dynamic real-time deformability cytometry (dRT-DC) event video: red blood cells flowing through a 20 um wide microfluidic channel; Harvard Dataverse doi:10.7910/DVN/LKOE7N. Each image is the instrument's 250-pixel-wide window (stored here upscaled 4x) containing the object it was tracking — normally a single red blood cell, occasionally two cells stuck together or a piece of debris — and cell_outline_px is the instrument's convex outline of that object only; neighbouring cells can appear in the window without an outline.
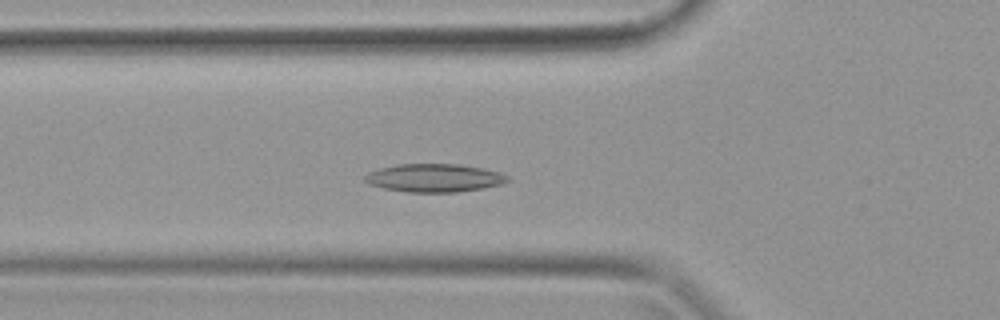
{"species": "common noctule bat (a hibernating species)", "species_latin": "Nyctalus noctula", "temperature_condition": "warm", "stored_images_in_passage": 31, "camera_frame_rate_fps": 3000, "um_per_image_px": 0.085, "animal": {"sex": "female", "body_mass_g": 19.9}, "frame": {"image": 1, "passage_image": 7, "time_ms": 2.0, "image_size_px": [1000, 320], "cell_outline_px": [[508, 180], [504, 184], [484, 188], [456, 192], [408, 192], [384, 188], [368, 184], [364, 180], [364, 176], [368, 172], [380, 168], [396, 164], [456, 164], [484, 168], [500, 172], [508, 176]], "centroid_in_image_um": [36.92, 15.12], "position_along_channel_um": 88.9, "area_um2": 23.52}}
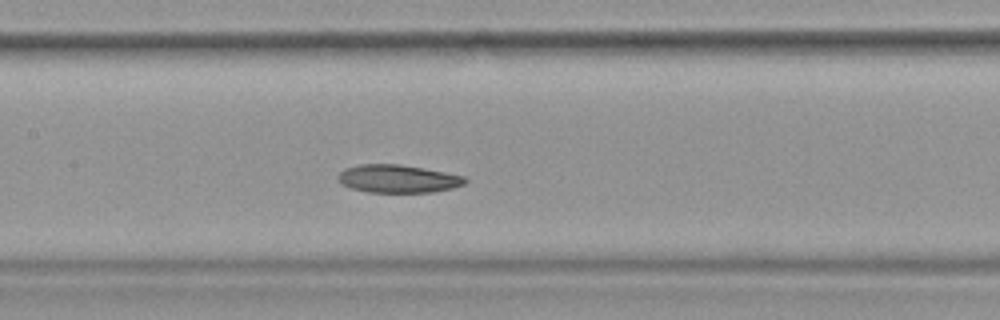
{"frame": {"image": 2, "passage_image": 12, "time_ms": 3.667, "image_size_px": [1000, 320], "cell_outline_px": [[468, 180], [464, 184], [452, 188], [432, 192], [368, 192], [352, 188], [340, 184], [336, 176], [344, 168], [360, 164], [400, 164], [424, 168], [464, 176]], "centroid_in_image_um": [33.79, 15.19], "position_along_channel_um": 173.6, "area_um2": 20.75}}
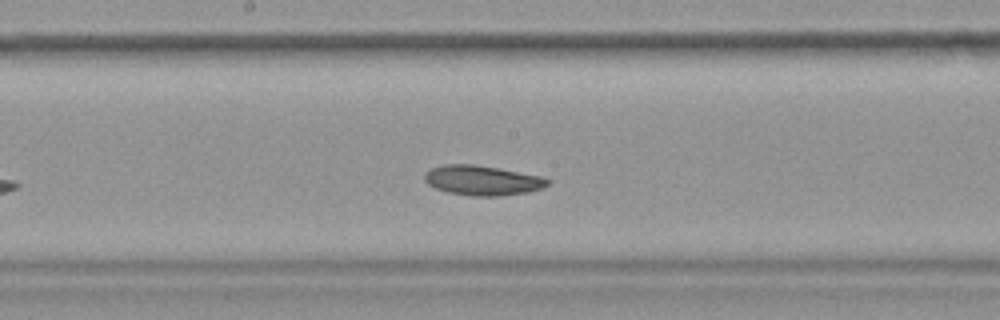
{"frame": {"image": 3, "passage_image": 14, "time_ms": 4.333, "image_size_px": [1000, 320], "cell_outline_px": [[552, 180], [544, 188], [528, 192], [496, 196], [472, 196], [448, 192], [436, 188], [428, 184], [424, 180], [424, 172], [432, 168], [444, 164], [472, 164], [496, 168], [540, 176]], "centroid_in_image_um": [40.99, 15.33], "position_along_channel_um": 207.2, "area_um2": 21.27}}